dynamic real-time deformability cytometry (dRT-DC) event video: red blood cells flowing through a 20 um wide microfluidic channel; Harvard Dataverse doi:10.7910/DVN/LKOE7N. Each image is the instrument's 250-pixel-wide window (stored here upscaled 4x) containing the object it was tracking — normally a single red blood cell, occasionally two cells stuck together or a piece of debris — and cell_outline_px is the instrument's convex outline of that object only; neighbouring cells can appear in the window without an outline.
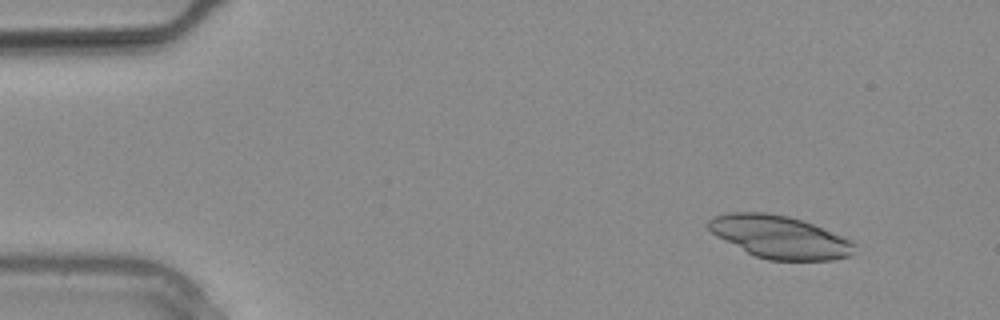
{"species": "common noctule bat (a hibernating species)", "species_latin": "Nyctalus noctula", "temperature_condition": "warm", "stored_images_in_passage": 2, "camera_frame_rate_fps": 3000, "um_per_image_px": 0.085, "animal": {"sex": "male", "body_mass_g": 20.4}, "frame": {"image": 1, "passage_image": 1, "time_ms": 0.0, "image_size_px": [1000, 320], "cell_outline_px": [[856, 244], [848, 256], [832, 260], [768, 260], [756, 256], [716, 236], [708, 228], [708, 220], [716, 216], [728, 212], [768, 212], [788, 216], [812, 224], [852, 240]], "centroid_in_image_um": [66.25, 20.13], "position_along_channel_um": 18.7, "area_um2": 35.84}}